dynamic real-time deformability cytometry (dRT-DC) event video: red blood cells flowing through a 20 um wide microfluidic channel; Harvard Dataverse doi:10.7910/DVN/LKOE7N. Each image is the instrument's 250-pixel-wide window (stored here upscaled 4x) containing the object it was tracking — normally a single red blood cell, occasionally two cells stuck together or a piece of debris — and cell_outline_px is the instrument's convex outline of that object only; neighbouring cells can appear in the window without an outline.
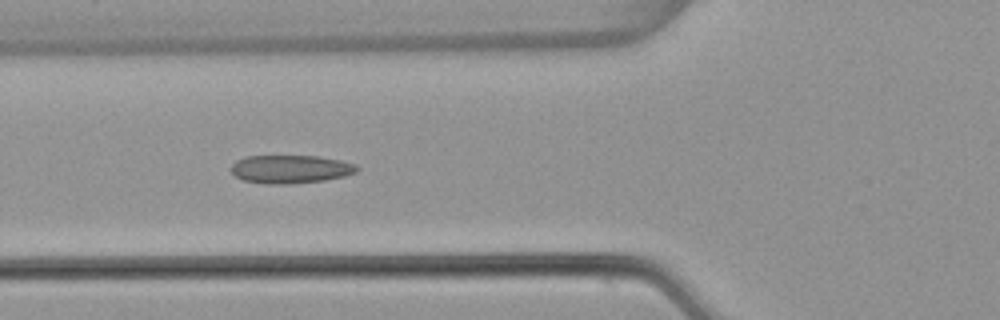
{"species": "common noctule bat (a hibernating species)", "species_latin": "Nyctalus noctula", "temperature_condition": "warm", "stored_images_in_passage": 6, "camera_frame_rate_fps": 3000, "um_per_image_px": 0.085, "animal": {"sex": "female", "body_mass_g": 22.7, "forearm_length_mm": 54.2}, "frame": {"image": 1, "passage_image": 5, "time_ms": 1.333, "image_size_px": [1000, 320], "cell_outline_px": [[360, 168], [356, 172], [344, 176], [324, 180], [288, 184], [264, 184], [244, 180], [236, 176], [232, 172], [232, 164], [236, 160], [244, 156], [316, 156], [340, 160], [356, 164]], "centroid_in_image_um": [24.69, 14.37], "position_along_channel_um": 101.1, "area_um2": 20.69}}
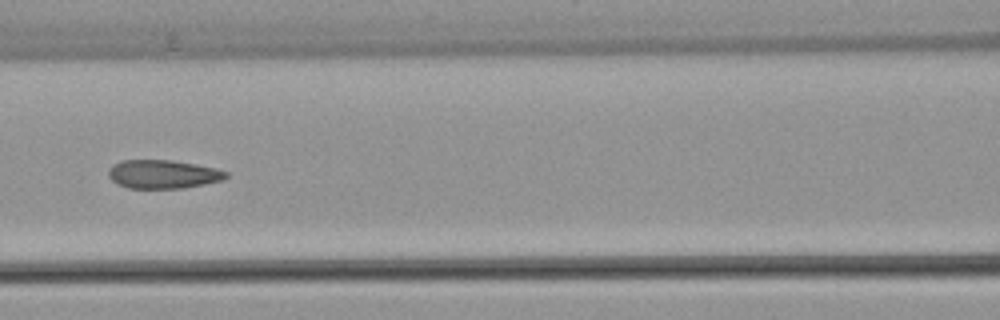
{"frame": {"image": 2, "passage_image": 6, "time_ms": 1.667, "image_size_px": [1000, 320], "cell_outline_px": [[228, 176], [224, 180], [184, 188], [128, 188], [116, 184], [108, 176], [108, 168], [112, 164], [124, 160], [172, 160], [196, 164], [216, 168], [228, 172]], "centroid_in_image_um": [13.85, 14.8], "position_along_channel_um": 152.8, "area_um2": 19.77}}